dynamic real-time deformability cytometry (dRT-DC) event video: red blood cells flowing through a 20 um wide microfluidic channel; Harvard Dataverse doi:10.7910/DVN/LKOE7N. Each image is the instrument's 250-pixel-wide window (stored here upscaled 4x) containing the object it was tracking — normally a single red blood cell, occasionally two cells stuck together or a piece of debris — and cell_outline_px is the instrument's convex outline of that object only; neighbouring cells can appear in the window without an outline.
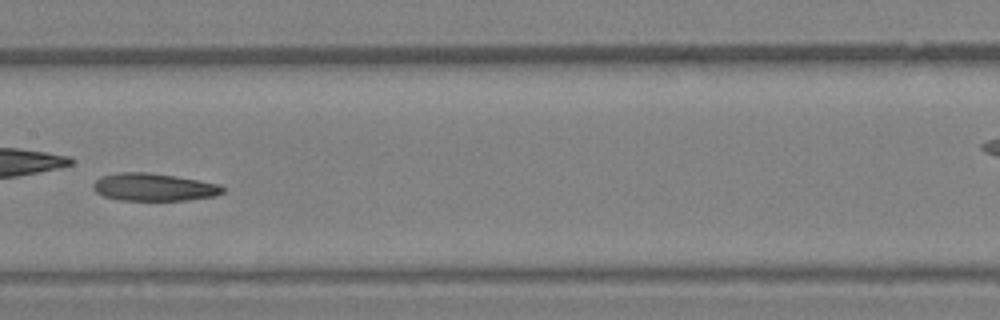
{"species": "Egyptian fruit bat (a non-hibernating species)", "species_latin": "Rousettus aegyptiacus", "temperature_condition": "warm", "stored_images_in_passage": 26, "camera_frame_rate_fps": 3000, "um_per_image_px": 0.085, "animal": {"sex": "female"}, "frame": {"image": 1, "passage_image": 8, "time_ms": 2.333, "image_size_px": [1000, 320], "cell_outline_px": [[224, 192], [216, 196], [188, 200], [120, 200], [104, 196], [96, 192], [92, 188], [92, 184], [100, 176], [120, 172], [148, 172], [176, 176], [200, 180], [220, 184], [224, 188]], "centroid_in_image_um": [13.08, 15.9], "position_along_channel_um": 194.3, "area_um2": 21.04}}